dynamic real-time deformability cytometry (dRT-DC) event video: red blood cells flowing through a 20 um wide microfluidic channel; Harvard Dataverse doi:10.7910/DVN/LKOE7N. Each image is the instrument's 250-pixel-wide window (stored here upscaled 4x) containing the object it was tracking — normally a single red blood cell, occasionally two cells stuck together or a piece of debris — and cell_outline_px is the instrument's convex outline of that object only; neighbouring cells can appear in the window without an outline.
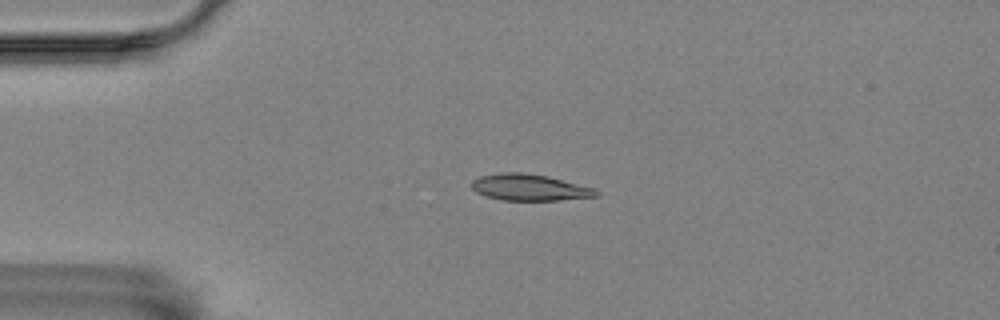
{"species": "Egyptian fruit bat (a non-hibernating species)", "species_latin": "Rousettus aegyptiacus", "temperature_condition": "room temperature", "stored_images_in_passage": 4, "camera_frame_rate_fps": 3000, "um_per_image_px": 0.085, "animal": {"sex": "female"}, "frame": {"image": 1, "passage_image": 3, "time_ms": 2.333, "image_size_px": [1000, 320], "cell_outline_px": [[600, 196], [560, 200], [504, 200], [488, 196], [476, 192], [472, 188], [472, 180], [480, 176], [500, 172], [520, 172], [548, 176], [596, 188], [600, 192]], "centroid_in_image_um": [45.06, 15.92], "position_along_channel_um": 39.9, "area_um2": 19.25}}